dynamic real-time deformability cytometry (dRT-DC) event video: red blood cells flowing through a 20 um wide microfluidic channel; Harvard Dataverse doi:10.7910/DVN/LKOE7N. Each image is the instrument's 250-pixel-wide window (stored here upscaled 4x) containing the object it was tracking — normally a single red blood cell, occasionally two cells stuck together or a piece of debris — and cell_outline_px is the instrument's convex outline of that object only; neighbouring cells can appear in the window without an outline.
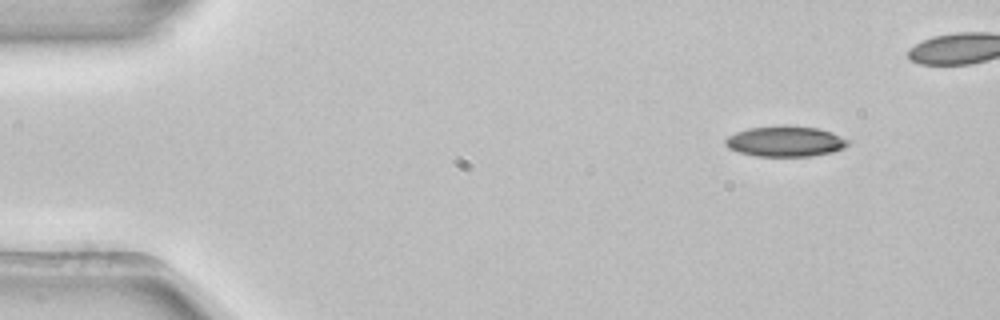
{"species": "common noctule bat (a hibernating species)", "species_latin": "Nyctalus noctula", "temperature_condition": "room temperature", "stored_images_in_passage": 4, "camera_frame_rate_fps": 3000, "um_per_image_px": 0.085, "animal": {"sex": "female", "body_mass_g": 22.7, "forearm_length_mm": 54.2}, "frame": {"image": 1, "passage_image": 1, "time_ms": 0.0, "image_size_px": [1000, 320], "cell_outline_px": [[852, 140], [844, 148], [832, 152], [812, 156], [756, 156], [740, 152], [728, 148], [724, 144], [724, 140], [728, 136], [736, 132], [748, 128], [788, 124], [820, 128], [832, 132]], "centroid_in_image_um": [66.79, 11.99], "position_along_channel_um": 18.2, "area_um2": 22.25}}